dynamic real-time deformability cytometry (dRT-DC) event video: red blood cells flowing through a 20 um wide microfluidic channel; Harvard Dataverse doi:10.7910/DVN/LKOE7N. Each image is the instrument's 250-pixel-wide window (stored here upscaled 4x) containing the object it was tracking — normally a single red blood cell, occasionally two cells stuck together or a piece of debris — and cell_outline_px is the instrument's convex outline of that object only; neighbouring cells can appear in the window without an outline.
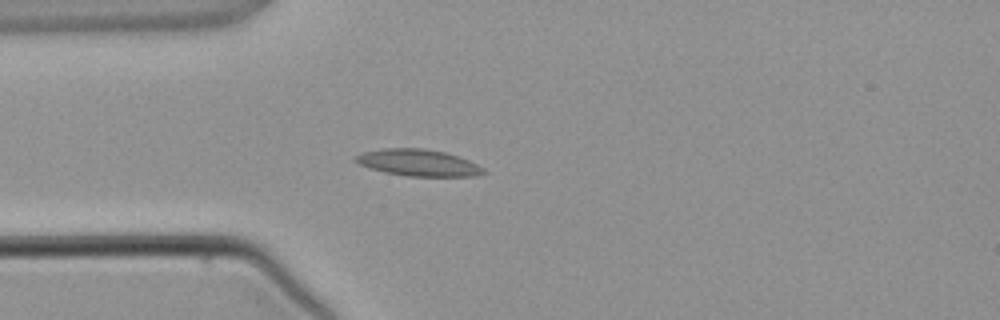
{"species": "common noctule bat (a hibernating species)", "species_latin": "Nyctalus noctula", "temperature_condition": "warm", "stored_images_in_passage": 4, "camera_frame_rate_fps": 3000, "um_per_image_px": 0.085, "animal": {"sex": "male", "body_mass_g": 21.5, "forearm_length_mm": 52.0}, "frame": {"image": 1, "passage_image": 4, "time_ms": 3.667, "image_size_px": [1000, 320], "cell_outline_px": [[488, 172], [480, 176], [408, 176], [384, 172], [368, 168], [352, 160], [360, 152], [384, 148], [424, 148], [444, 152], [460, 156], [484, 168]], "centroid_in_image_um": [35.55, 13.83], "position_along_channel_um": 49.4, "area_um2": 20.11}}